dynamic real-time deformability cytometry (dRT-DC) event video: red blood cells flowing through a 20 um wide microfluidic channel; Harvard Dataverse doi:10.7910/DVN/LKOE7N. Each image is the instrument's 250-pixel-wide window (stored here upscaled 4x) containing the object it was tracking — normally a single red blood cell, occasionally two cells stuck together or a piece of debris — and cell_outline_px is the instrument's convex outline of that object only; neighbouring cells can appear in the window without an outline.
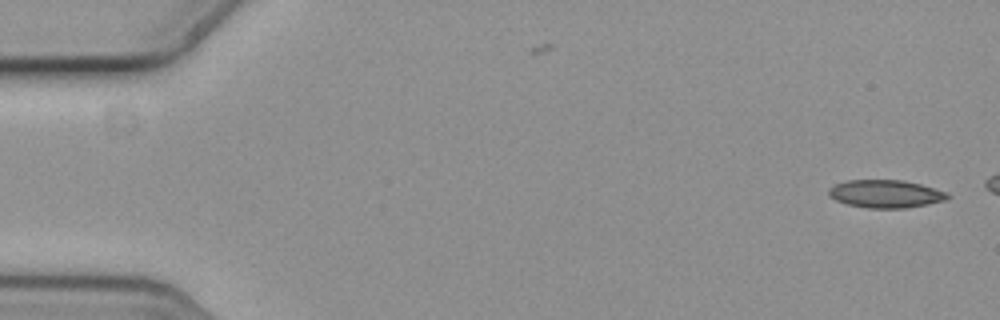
{"species": "common noctule bat (a hibernating species)", "species_latin": "Nyctalus noctula", "temperature_condition": "cold", "stored_images_in_passage": 12, "camera_frame_rate_fps": 3000, "um_per_image_px": 0.085, "animal": {"sex": "female", "body_mass_g": 19.3, "forearm_length_mm": 54.1}, "frame": {"image": 1, "passage_image": 1, "time_ms": 0.0, "image_size_px": [1000, 320], "cell_outline_px": [[952, 196], [944, 200], [928, 204], [904, 208], [868, 208], [848, 204], [836, 200], [828, 196], [828, 188], [836, 184], [848, 180], [904, 180], [920, 184], [948, 192]], "centroid_in_image_um": [75.28, 16.47], "position_along_channel_um": 9.7, "area_um2": 19.31}}